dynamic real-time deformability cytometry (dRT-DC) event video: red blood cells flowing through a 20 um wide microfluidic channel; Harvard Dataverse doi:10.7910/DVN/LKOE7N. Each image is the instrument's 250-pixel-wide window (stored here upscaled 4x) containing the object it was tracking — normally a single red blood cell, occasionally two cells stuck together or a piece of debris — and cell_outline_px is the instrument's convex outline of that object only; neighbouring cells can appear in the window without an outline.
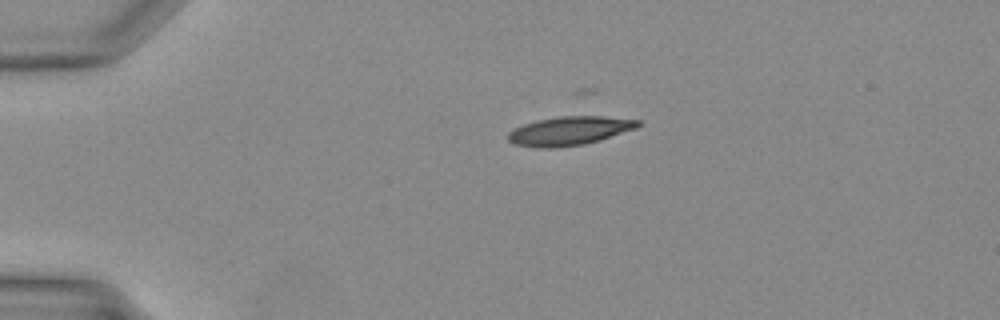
{"species": "Egyptian fruit bat (a non-hibernating species)", "species_latin": "Rousettus aegyptiacus", "temperature_condition": "warm", "stored_images_in_passage": 32, "camera_frame_rate_fps": 3000, "um_per_image_px": 0.085, "animal": {"sex": "female"}, "frame": {"image": 1, "passage_image": 1, "time_ms": 0.0, "image_size_px": [1000, 320], "cell_outline_px": [[640, 124], [636, 128], [600, 140], [584, 144], [556, 148], [536, 148], [512, 144], [508, 140], [508, 132], [524, 124], [540, 120], [560, 116], [604, 116], [640, 120]], "centroid_in_image_um": [48.39, 11.13], "position_along_channel_um": 36.6, "area_um2": 21.73}}
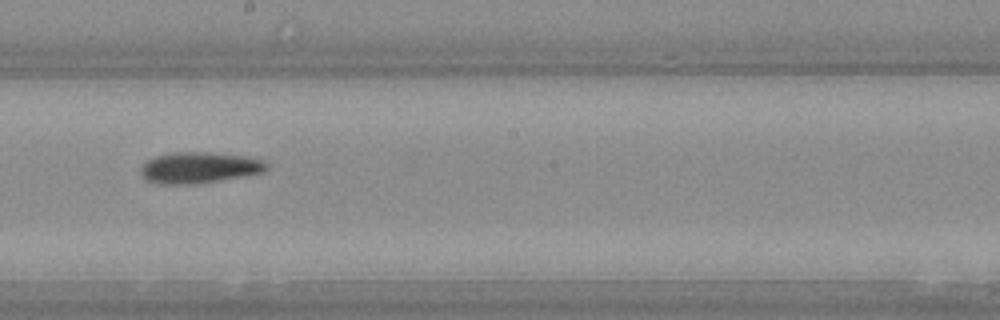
{"frame": {"image": 2, "passage_image": 15, "time_ms": 4.667, "image_size_px": [1000, 320], "cell_outline_px": [[268, 168], [264, 172], [244, 176], [196, 184], [156, 184], [144, 180], [140, 176], [140, 168], [148, 160], [156, 156], [176, 152], [204, 152], [244, 156], [264, 160], [268, 164]], "centroid_in_image_um": [16.91, 14.26], "position_along_channel_um": 231.3, "area_um2": 22.95}}
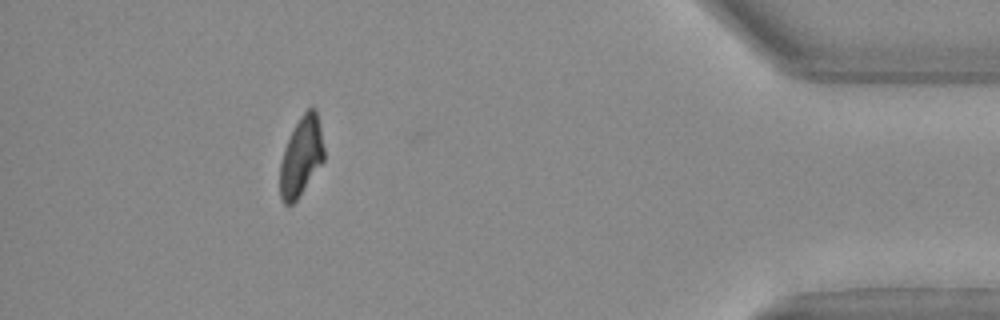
{"frame": {"image": 3, "passage_image": 28, "time_ms": 9.0, "image_size_px": [1000, 320], "cell_outline_px": [[324, 160], [296, 200], [292, 204], [284, 204], [280, 196], [280, 164], [284, 148], [296, 124], [304, 112], [308, 108], [316, 108], [324, 148]], "centroid_in_image_um": [25.6, 13.31], "position_along_channel_um": 409.6, "area_um2": 19.88}}